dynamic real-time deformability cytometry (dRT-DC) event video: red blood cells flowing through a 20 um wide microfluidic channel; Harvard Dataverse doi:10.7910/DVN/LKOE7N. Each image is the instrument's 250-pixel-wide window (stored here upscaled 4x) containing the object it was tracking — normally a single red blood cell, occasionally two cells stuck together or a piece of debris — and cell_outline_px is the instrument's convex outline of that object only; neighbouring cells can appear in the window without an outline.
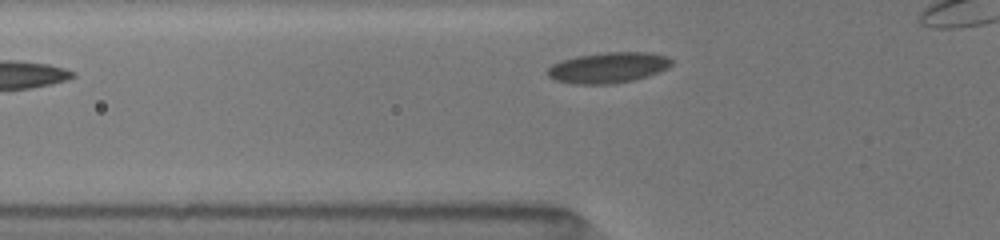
{"species": "common noctule bat (a hibernating species)", "species_latin": "Nyctalus noctula", "temperature_condition": "room temperature", "stored_images_in_passage": 3, "camera_frame_rate_fps": 3000, "um_per_image_px": 0.085, "animal": {"sex": "female", "body_mass_g": 19.5, "forearm_length_mm": 54.1}, "frame": {"image": 1, "passage_image": 3, "time_ms": 1.333, "image_size_px": [1000, 240], "cell_outline_px": [[672, 64], [668, 68], [648, 76], [632, 80], [612, 84], [572, 84], [552, 80], [544, 72], [552, 64], [560, 60], [576, 56], [604, 52], [644, 52], [668, 56], [672, 60]], "centroid_in_image_um": [51.64, 5.75], "position_along_channel_um": 74.2, "area_um2": 22.48}}